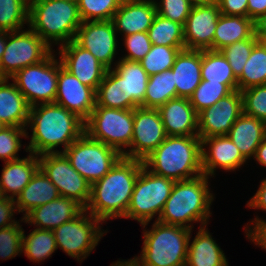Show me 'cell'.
Returning a JSON list of instances; mask_svg holds the SVG:
<instances>
[{
    "mask_svg": "<svg viewBox=\"0 0 266 266\" xmlns=\"http://www.w3.org/2000/svg\"><path fill=\"white\" fill-rule=\"evenodd\" d=\"M123 38L128 54L121 59L139 62L151 49L152 43L147 32L134 33Z\"/></svg>",
    "mask_w": 266,
    "mask_h": 266,
    "instance_id": "7dc6e473",
    "label": "cell"
},
{
    "mask_svg": "<svg viewBox=\"0 0 266 266\" xmlns=\"http://www.w3.org/2000/svg\"><path fill=\"white\" fill-rule=\"evenodd\" d=\"M119 59L112 69L124 79L127 109L143 107L149 75L140 62Z\"/></svg>",
    "mask_w": 266,
    "mask_h": 266,
    "instance_id": "83f0119b",
    "label": "cell"
},
{
    "mask_svg": "<svg viewBox=\"0 0 266 266\" xmlns=\"http://www.w3.org/2000/svg\"><path fill=\"white\" fill-rule=\"evenodd\" d=\"M59 48L58 54L62 66L81 83L91 87L96 92L99 84L103 81L107 68L74 40L61 45Z\"/></svg>",
    "mask_w": 266,
    "mask_h": 266,
    "instance_id": "ac0fdd59",
    "label": "cell"
},
{
    "mask_svg": "<svg viewBox=\"0 0 266 266\" xmlns=\"http://www.w3.org/2000/svg\"><path fill=\"white\" fill-rule=\"evenodd\" d=\"M3 198V195H2V192H1V189H0V199Z\"/></svg>",
    "mask_w": 266,
    "mask_h": 266,
    "instance_id": "6125c7cd",
    "label": "cell"
},
{
    "mask_svg": "<svg viewBox=\"0 0 266 266\" xmlns=\"http://www.w3.org/2000/svg\"><path fill=\"white\" fill-rule=\"evenodd\" d=\"M247 206L266 211V178L262 180L255 195L248 201Z\"/></svg>",
    "mask_w": 266,
    "mask_h": 266,
    "instance_id": "816d5d0a",
    "label": "cell"
},
{
    "mask_svg": "<svg viewBox=\"0 0 266 266\" xmlns=\"http://www.w3.org/2000/svg\"><path fill=\"white\" fill-rule=\"evenodd\" d=\"M176 97L174 73L172 69L165 70L149 76L143 107L158 109L161 105Z\"/></svg>",
    "mask_w": 266,
    "mask_h": 266,
    "instance_id": "d6a6232c",
    "label": "cell"
},
{
    "mask_svg": "<svg viewBox=\"0 0 266 266\" xmlns=\"http://www.w3.org/2000/svg\"><path fill=\"white\" fill-rule=\"evenodd\" d=\"M206 228L200 227L194 240H189L185 266H228L223 250Z\"/></svg>",
    "mask_w": 266,
    "mask_h": 266,
    "instance_id": "f1b7e54d",
    "label": "cell"
},
{
    "mask_svg": "<svg viewBox=\"0 0 266 266\" xmlns=\"http://www.w3.org/2000/svg\"><path fill=\"white\" fill-rule=\"evenodd\" d=\"M5 127H6V125H5L3 122L0 121V131H1L3 128H5Z\"/></svg>",
    "mask_w": 266,
    "mask_h": 266,
    "instance_id": "91938a15",
    "label": "cell"
},
{
    "mask_svg": "<svg viewBox=\"0 0 266 266\" xmlns=\"http://www.w3.org/2000/svg\"><path fill=\"white\" fill-rule=\"evenodd\" d=\"M201 146L202 172L208 177H214L216 168L231 172L240 168L247 161L227 135L203 138ZM206 146H209L207 151Z\"/></svg>",
    "mask_w": 266,
    "mask_h": 266,
    "instance_id": "ffe728a7",
    "label": "cell"
},
{
    "mask_svg": "<svg viewBox=\"0 0 266 266\" xmlns=\"http://www.w3.org/2000/svg\"><path fill=\"white\" fill-rule=\"evenodd\" d=\"M171 69L177 97L189 98L202 80L201 50H180Z\"/></svg>",
    "mask_w": 266,
    "mask_h": 266,
    "instance_id": "d4e9b609",
    "label": "cell"
},
{
    "mask_svg": "<svg viewBox=\"0 0 266 266\" xmlns=\"http://www.w3.org/2000/svg\"><path fill=\"white\" fill-rule=\"evenodd\" d=\"M258 41L253 34L249 39L236 41L220 50L232 67V71L237 79L241 76L243 67Z\"/></svg>",
    "mask_w": 266,
    "mask_h": 266,
    "instance_id": "b9f144b4",
    "label": "cell"
},
{
    "mask_svg": "<svg viewBox=\"0 0 266 266\" xmlns=\"http://www.w3.org/2000/svg\"><path fill=\"white\" fill-rule=\"evenodd\" d=\"M143 166L142 160L122 156L103 178L91 185V196L85 210L103 223L124 218Z\"/></svg>",
    "mask_w": 266,
    "mask_h": 266,
    "instance_id": "7a4b0ae2",
    "label": "cell"
},
{
    "mask_svg": "<svg viewBox=\"0 0 266 266\" xmlns=\"http://www.w3.org/2000/svg\"><path fill=\"white\" fill-rule=\"evenodd\" d=\"M15 206V199L6 197L0 199V229L17 223L16 220H12L14 213L18 212Z\"/></svg>",
    "mask_w": 266,
    "mask_h": 266,
    "instance_id": "681fc988",
    "label": "cell"
},
{
    "mask_svg": "<svg viewBox=\"0 0 266 266\" xmlns=\"http://www.w3.org/2000/svg\"><path fill=\"white\" fill-rule=\"evenodd\" d=\"M82 21H110L119 9L120 0H77Z\"/></svg>",
    "mask_w": 266,
    "mask_h": 266,
    "instance_id": "60d3db41",
    "label": "cell"
},
{
    "mask_svg": "<svg viewBox=\"0 0 266 266\" xmlns=\"http://www.w3.org/2000/svg\"><path fill=\"white\" fill-rule=\"evenodd\" d=\"M243 114V98L234 90L221 98L214 106L198 113V136L200 139L227 135L232 125Z\"/></svg>",
    "mask_w": 266,
    "mask_h": 266,
    "instance_id": "2e32d148",
    "label": "cell"
},
{
    "mask_svg": "<svg viewBox=\"0 0 266 266\" xmlns=\"http://www.w3.org/2000/svg\"><path fill=\"white\" fill-rule=\"evenodd\" d=\"M60 196L57 187L39 168L15 199L17 211L25 216L33 208L44 205Z\"/></svg>",
    "mask_w": 266,
    "mask_h": 266,
    "instance_id": "f546056e",
    "label": "cell"
},
{
    "mask_svg": "<svg viewBox=\"0 0 266 266\" xmlns=\"http://www.w3.org/2000/svg\"><path fill=\"white\" fill-rule=\"evenodd\" d=\"M26 31L7 32L0 61V78L10 79L20 69L45 60L54 50L30 27Z\"/></svg>",
    "mask_w": 266,
    "mask_h": 266,
    "instance_id": "30bf717a",
    "label": "cell"
},
{
    "mask_svg": "<svg viewBox=\"0 0 266 266\" xmlns=\"http://www.w3.org/2000/svg\"><path fill=\"white\" fill-rule=\"evenodd\" d=\"M201 151L199 136H167L142 161L153 174L176 182L203 174Z\"/></svg>",
    "mask_w": 266,
    "mask_h": 266,
    "instance_id": "3957f363",
    "label": "cell"
},
{
    "mask_svg": "<svg viewBox=\"0 0 266 266\" xmlns=\"http://www.w3.org/2000/svg\"><path fill=\"white\" fill-rule=\"evenodd\" d=\"M166 137L159 110L157 108L137 107L134 109V126L130 149L122 156L143 160Z\"/></svg>",
    "mask_w": 266,
    "mask_h": 266,
    "instance_id": "5bb4252c",
    "label": "cell"
},
{
    "mask_svg": "<svg viewBox=\"0 0 266 266\" xmlns=\"http://www.w3.org/2000/svg\"><path fill=\"white\" fill-rule=\"evenodd\" d=\"M29 26V0H0V30L18 31Z\"/></svg>",
    "mask_w": 266,
    "mask_h": 266,
    "instance_id": "74e56055",
    "label": "cell"
},
{
    "mask_svg": "<svg viewBox=\"0 0 266 266\" xmlns=\"http://www.w3.org/2000/svg\"><path fill=\"white\" fill-rule=\"evenodd\" d=\"M38 169V155L32 152L27 158L19 157L5 162L0 177V189L3 197L16 199Z\"/></svg>",
    "mask_w": 266,
    "mask_h": 266,
    "instance_id": "cb8c5ba5",
    "label": "cell"
},
{
    "mask_svg": "<svg viewBox=\"0 0 266 266\" xmlns=\"http://www.w3.org/2000/svg\"><path fill=\"white\" fill-rule=\"evenodd\" d=\"M147 33L152 45L185 48L184 25L173 22L159 14L154 17Z\"/></svg>",
    "mask_w": 266,
    "mask_h": 266,
    "instance_id": "d590c367",
    "label": "cell"
},
{
    "mask_svg": "<svg viewBox=\"0 0 266 266\" xmlns=\"http://www.w3.org/2000/svg\"><path fill=\"white\" fill-rule=\"evenodd\" d=\"M0 78V121L6 126L25 128L30 106L16 84Z\"/></svg>",
    "mask_w": 266,
    "mask_h": 266,
    "instance_id": "484cf974",
    "label": "cell"
},
{
    "mask_svg": "<svg viewBox=\"0 0 266 266\" xmlns=\"http://www.w3.org/2000/svg\"><path fill=\"white\" fill-rule=\"evenodd\" d=\"M27 128L6 126L0 131V159L5 162L18 159L21 149L20 137L28 138Z\"/></svg>",
    "mask_w": 266,
    "mask_h": 266,
    "instance_id": "7bdbcfd3",
    "label": "cell"
},
{
    "mask_svg": "<svg viewBox=\"0 0 266 266\" xmlns=\"http://www.w3.org/2000/svg\"><path fill=\"white\" fill-rule=\"evenodd\" d=\"M175 181L153 174L144 166L136 179L124 218L137 220L144 228L158 214L159 219Z\"/></svg>",
    "mask_w": 266,
    "mask_h": 266,
    "instance_id": "52a82bcc",
    "label": "cell"
},
{
    "mask_svg": "<svg viewBox=\"0 0 266 266\" xmlns=\"http://www.w3.org/2000/svg\"><path fill=\"white\" fill-rule=\"evenodd\" d=\"M157 14L173 22L185 25L193 4L189 0H155Z\"/></svg>",
    "mask_w": 266,
    "mask_h": 266,
    "instance_id": "bcb514c9",
    "label": "cell"
},
{
    "mask_svg": "<svg viewBox=\"0 0 266 266\" xmlns=\"http://www.w3.org/2000/svg\"><path fill=\"white\" fill-rule=\"evenodd\" d=\"M39 168L57 187L60 196L72 198L84 208L91 196V184L71 165L64 153L38 156Z\"/></svg>",
    "mask_w": 266,
    "mask_h": 266,
    "instance_id": "4fadbf2b",
    "label": "cell"
},
{
    "mask_svg": "<svg viewBox=\"0 0 266 266\" xmlns=\"http://www.w3.org/2000/svg\"><path fill=\"white\" fill-rule=\"evenodd\" d=\"M133 126L134 109L106 108L96 104L84 122L85 133L90 138L114 148L121 155L130 147Z\"/></svg>",
    "mask_w": 266,
    "mask_h": 266,
    "instance_id": "ba28073f",
    "label": "cell"
},
{
    "mask_svg": "<svg viewBox=\"0 0 266 266\" xmlns=\"http://www.w3.org/2000/svg\"><path fill=\"white\" fill-rule=\"evenodd\" d=\"M110 266H140L133 258L132 259H128L127 261H118L111 264Z\"/></svg>",
    "mask_w": 266,
    "mask_h": 266,
    "instance_id": "6f0895ef",
    "label": "cell"
},
{
    "mask_svg": "<svg viewBox=\"0 0 266 266\" xmlns=\"http://www.w3.org/2000/svg\"><path fill=\"white\" fill-rule=\"evenodd\" d=\"M256 217L254 221H251L252 227L246 226L245 233L247 239H250L255 245L266 250V220H262Z\"/></svg>",
    "mask_w": 266,
    "mask_h": 266,
    "instance_id": "c3c4849f",
    "label": "cell"
},
{
    "mask_svg": "<svg viewBox=\"0 0 266 266\" xmlns=\"http://www.w3.org/2000/svg\"><path fill=\"white\" fill-rule=\"evenodd\" d=\"M85 208L72 198L59 196L44 205L37 206L21 219L37 229L53 230L79 215Z\"/></svg>",
    "mask_w": 266,
    "mask_h": 266,
    "instance_id": "44dd1931",
    "label": "cell"
},
{
    "mask_svg": "<svg viewBox=\"0 0 266 266\" xmlns=\"http://www.w3.org/2000/svg\"><path fill=\"white\" fill-rule=\"evenodd\" d=\"M208 179V176L201 174L192 179L176 181L158 221L191 230L192 222L201 223L200 227L207 226L214 200Z\"/></svg>",
    "mask_w": 266,
    "mask_h": 266,
    "instance_id": "277c9868",
    "label": "cell"
},
{
    "mask_svg": "<svg viewBox=\"0 0 266 266\" xmlns=\"http://www.w3.org/2000/svg\"><path fill=\"white\" fill-rule=\"evenodd\" d=\"M254 35L259 41L266 43V14L254 21Z\"/></svg>",
    "mask_w": 266,
    "mask_h": 266,
    "instance_id": "db71d44e",
    "label": "cell"
},
{
    "mask_svg": "<svg viewBox=\"0 0 266 266\" xmlns=\"http://www.w3.org/2000/svg\"><path fill=\"white\" fill-rule=\"evenodd\" d=\"M7 41V32L0 30V61L2 59Z\"/></svg>",
    "mask_w": 266,
    "mask_h": 266,
    "instance_id": "9f6ffc18",
    "label": "cell"
},
{
    "mask_svg": "<svg viewBox=\"0 0 266 266\" xmlns=\"http://www.w3.org/2000/svg\"><path fill=\"white\" fill-rule=\"evenodd\" d=\"M202 80L225 84L231 91L238 90V79L221 51L201 50Z\"/></svg>",
    "mask_w": 266,
    "mask_h": 266,
    "instance_id": "1f68e13d",
    "label": "cell"
},
{
    "mask_svg": "<svg viewBox=\"0 0 266 266\" xmlns=\"http://www.w3.org/2000/svg\"><path fill=\"white\" fill-rule=\"evenodd\" d=\"M96 105L127 109V98H125L124 79L113 69H107L103 81L99 84L96 93Z\"/></svg>",
    "mask_w": 266,
    "mask_h": 266,
    "instance_id": "836d02e7",
    "label": "cell"
},
{
    "mask_svg": "<svg viewBox=\"0 0 266 266\" xmlns=\"http://www.w3.org/2000/svg\"><path fill=\"white\" fill-rule=\"evenodd\" d=\"M19 221L0 229V259H12L22 253L23 231Z\"/></svg>",
    "mask_w": 266,
    "mask_h": 266,
    "instance_id": "f6af8a7d",
    "label": "cell"
},
{
    "mask_svg": "<svg viewBox=\"0 0 266 266\" xmlns=\"http://www.w3.org/2000/svg\"><path fill=\"white\" fill-rule=\"evenodd\" d=\"M217 4L223 15L247 16L248 0H218Z\"/></svg>",
    "mask_w": 266,
    "mask_h": 266,
    "instance_id": "f907efd6",
    "label": "cell"
},
{
    "mask_svg": "<svg viewBox=\"0 0 266 266\" xmlns=\"http://www.w3.org/2000/svg\"><path fill=\"white\" fill-rule=\"evenodd\" d=\"M232 91L222 83L201 80L200 84L189 97L190 104L197 113L203 109L214 106L218 101Z\"/></svg>",
    "mask_w": 266,
    "mask_h": 266,
    "instance_id": "ab89813d",
    "label": "cell"
},
{
    "mask_svg": "<svg viewBox=\"0 0 266 266\" xmlns=\"http://www.w3.org/2000/svg\"><path fill=\"white\" fill-rule=\"evenodd\" d=\"M243 113L266 122V84L241 91Z\"/></svg>",
    "mask_w": 266,
    "mask_h": 266,
    "instance_id": "ee69618b",
    "label": "cell"
},
{
    "mask_svg": "<svg viewBox=\"0 0 266 266\" xmlns=\"http://www.w3.org/2000/svg\"><path fill=\"white\" fill-rule=\"evenodd\" d=\"M57 250L56 241L52 230L34 229L27 237L23 231L22 252L31 261L40 262Z\"/></svg>",
    "mask_w": 266,
    "mask_h": 266,
    "instance_id": "8d00e7d4",
    "label": "cell"
},
{
    "mask_svg": "<svg viewBox=\"0 0 266 266\" xmlns=\"http://www.w3.org/2000/svg\"><path fill=\"white\" fill-rule=\"evenodd\" d=\"M72 167L91 185L103 178L122 155L85 132L64 152Z\"/></svg>",
    "mask_w": 266,
    "mask_h": 266,
    "instance_id": "9c48e42d",
    "label": "cell"
},
{
    "mask_svg": "<svg viewBox=\"0 0 266 266\" xmlns=\"http://www.w3.org/2000/svg\"><path fill=\"white\" fill-rule=\"evenodd\" d=\"M115 26L110 21H83L78 28L74 41L88 50L107 69L117 55L118 39Z\"/></svg>",
    "mask_w": 266,
    "mask_h": 266,
    "instance_id": "9a60e30c",
    "label": "cell"
},
{
    "mask_svg": "<svg viewBox=\"0 0 266 266\" xmlns=\"http://www.w3.org/2000/svg\"><path fill=\"white\" fill-rule=\"evenodd\" d=\"M82 22L77 1L29 0V27L50 47L74 40Z\"/></svg>",
    "mask_w": 266,
    "mask_h": 266,
    "instance_id": "5b68a950",
    "label": "cell"
},
{
    "mask_svg": "<svg viewBox=\"0 0 266 266\" xmlns=\"http://www.w3.org/2000/svg\"><path fill=\"white\" fill-rule=\"evenodd\" d=\"M165 45H152L146 56L139 61L146 73L151 76L172 68L175 58L180 50Z\"/></svg>",
    "mask_w": 266,
    "mask_h": 266,
    "instance_id": "f35d334b",
    "label": "cell"
},
{
    "mask_svg": "<svg viewBox=\"0 0 266 266\" xmlns=\"http://www.w3.org/2000/svg\"><path fill=\"white\" fill-rule=\"evenodd\" d=\"M55 56L52 52L45 60L20 69L11 77L30 107L55 102L59 71Z\"/></svg>",
    "mask_w": 266,
    "mask_h": 266,
    "instance_id": "7c38bea8",
    "label": "cell"
},
{
    "mask_svg": "<svg viewBox=\"0 0 266 266\" xmlns=\"http://www.w3.org/2000/svg\"><path fill=\"white\" fill-rule=\"evenodd\" d=\"M121 2H126V1H145V0H120Z\"/></svg>",
    "mask_w": 266,
    "mask_h": 266,
    "instance_id": "94428289",
    "label": "cell"
},
{
    "mask_svg": "<svg viewBox=\"0 0 266 266\" xmlns=\"http://www.w3.org/2000/svg\"><path fill=\"white\" fill-rule=\"evenodd\" d=\"M29 126L32 136L25 150L38 156L63 153L85 132L84 121L56 103L30 107L26 128ZM59 145H63V151L56 149Z\"/></svg>",
    "mask_w": 266,
    "mask_h": 266,
    "instance_id": "6da1fadb",
    "label": "cell"
},
{
    "mask_svg": "<svg viewBox=\"0 0 266 266\" xmlns=\"http://www.w3.org/2000/svg\"><path fill=\"white\" fill-rule=\"evenodd\" d=\"M266 84V43L258 41L238 78V90Z\"/></svg>",
    "mask_w": 266,
    "mask_h": 266,
    "instance_id": "e575fe53",
    "label": "cell"
},
{
    "mask_svg": "<svg viewBox=\"0 0 266 266\" xmlns=\"http://www.w3.org/2000/svg\"><path fill=\"white\" fill-rule=\"evenodd\" d=\"M254 34V22L249 17L221 14L215 29L212 50L220 51L236 41L249 39Z\"/></svg>",
    "mask_w": 266,
    "mask_h": 266,
    "instance_id": "4dcf8cb0",
    "label": "cell"
},
{
    "mask_svg": "<svg viewBox=\"0 0 266 266\" xmlns=\"http://www.w3.org/2000/svg\"><path fill=\"white\" fill-rule=\"evenodd\" d=\"M157 14L155 0L121 2L114 13L113 23L116 33L128 36L148 32Z\"/></svg>",
    "mask_w": 266,
    "mask_h": 266,
    "instance_id": "603a6c76",
    "label": "cell"
},
{
    "mask_svg": "<svg viewBox=\"0 0 266 266\" xmlns=\"http://www.w3.org/2000/svg\"><path fill=\"white\" fill-rule=\"evenodd\" d=\"M266 14V0H248L247 17L253 22Z\"/></svg>",
    "mask_w": 266,
    "mask_h": 266,
    "instance_id": "f5cc1de1",
    "label": "cell"
},
{
    "mask_svg": "<svg viewBox=\"0 0 266 266\" xmlns=\"http://www.w3.org/2000/svg\"><path fill=\"white\" fill-rule=\"evenodd\" d=\"M95 91L81 83L66 70L59 59L56 104L76 114L84 122L89 118L96 104Z\"/></svg>",
    "mask_w": 266,
    "mask_h": 266,
    "instance_id": "e0dca14e",
    "label": "cell"
},
{
    "mask_svg": "<svg viewBox=\"0 0 266 266\" xmlns=\"http://www.w3.org/2000/svg\"><path fill=\"white\" fill-rule=\"evenodd\" d=\"M158 110L167 136H198V113L189 98H173Z\"/></svg>",
    "mask_w": 266,
    "mask_h": 266,
    "instance_id": "7402d4cb",
    "label": "cell"
},
{
    "mask_svg": "<svg viewBox=\"0 0 266 266\" xmlns=\"http://www.w3.org/2000/svg\"><path fill=\"white\" fill-rule=\"evenodd\" d=\"M227 136L249 160L254 157L256 149L266 137V122L243 113L232 125Z\"/></svg>",
    "mask_w": 266,
    "mask_h": 266,
    "instance_id": "4316f807",
    "label": "cell"
},
{
    "mask_svg": "<svg viewBox=\"0 0 266 266\" xmlns=\"http://www.w3.org/2000/svg\"><path fill=\"white\" fill-rule=\"evenodd\" d=\"M259 165L266 167V137L256 149L254 158Z\"/></svg>",
    "mask_w": 266,
    "mask_h": 266,
    "instance_id": "11a10c76",
    "label": "cell"
},
{
    "mask_svg": "<svg viewBox=\"0 0 266 266\" xmlns=\"http://www.w3.org/2000/svg\"><path fill=\"white\" fill-rule=\"evenodd\" d=\"M220 15L217 3L193 6L184 25L185 49L212 50Z\"/></svg>",
    "mask_w": 266,
    "mask_h": 266,
    "instance_id": "d6986e66",
    "label": "cell"
},
{
    "mask_svg": "<svg viewBox=\"0 0 266 266\" xmlns=\"http://www.w3.org/2000/svg\"><path fill=\"white\" fill-rule=\"evenodd\" d=\"M154 222L152 229L143 230L141 254L133 259L140 266H185L192 230Z\"/></svg>",
    "mask_w": 266,
    "mask_h": 266,
    "instance_id": "8992f818",
    "label": "cell"
},
{
    "mask_svg": "<svg viewBox=\"0 0 266 266\" xmlns=\"http://www.w3.org/2000/svg\"><path fill=\"white\" fill-rule=\"evenodd\" d=\"M84 209L79 215L53 229L57 249L68 256L83 261L98 245L105 232L103 223ZM100 223V224H99Z\"/></svg>",
    "mask_w": 266,
    "mask_h": 266,
    "instance_id": "8fae6325",
    "label": "cell"
},
{
    "mask_svg": "<svg viewBox=\"0 0 266 266\" xmlns=\"http://www.w3.org/2000/svg\"><path fill=\"white\" fill-rule=\"evenodd\" d=\"M193 6L208 5L218 3V0H189Z\"/></svg>",
    "mask_w": 266,
    "mask_h": 266,
    "instance_id": "680465c9",
    "label": "cell"
}]
</instances>
